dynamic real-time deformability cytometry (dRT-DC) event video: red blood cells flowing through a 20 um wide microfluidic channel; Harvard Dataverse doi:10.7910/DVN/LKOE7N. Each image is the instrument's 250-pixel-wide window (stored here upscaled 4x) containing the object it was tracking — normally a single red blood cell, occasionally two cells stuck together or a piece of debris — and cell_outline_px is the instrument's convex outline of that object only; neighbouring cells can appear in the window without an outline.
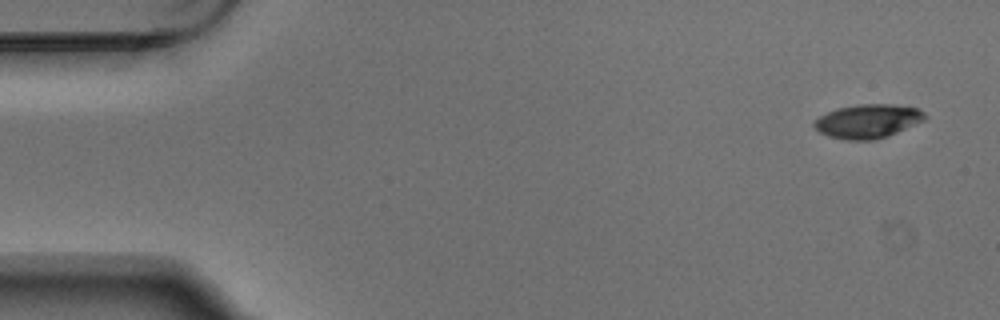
{"species": "Egyptian fruit bat (a non-hibernating species)", "species_latin": "Rousettus aegyptiacus", "temperature_condition": "warm", "stored_images_in_passage": 6, "camera_frame_rate_fps": 3000, "um_per_image_px": 0.085, "animal": {"sex": "male"}, "frame": {"image": 1, "passage_image": 1, "time_ms": 0.0, "image_size_px": [1000, 320], "cell_outline_px": [[928, 116], [924, 120], [888, 136], [872, 140], [848, 140], [832, 136], [820, 132], [812, 124], [820, 116], [828, 112], [840, 108], [860, 104], [892, 104], [920, 108]], "centroid_in_image_um": [73.82, 10.29], "position_along_channel_um": 11.2, "area_um2": 21.56}}
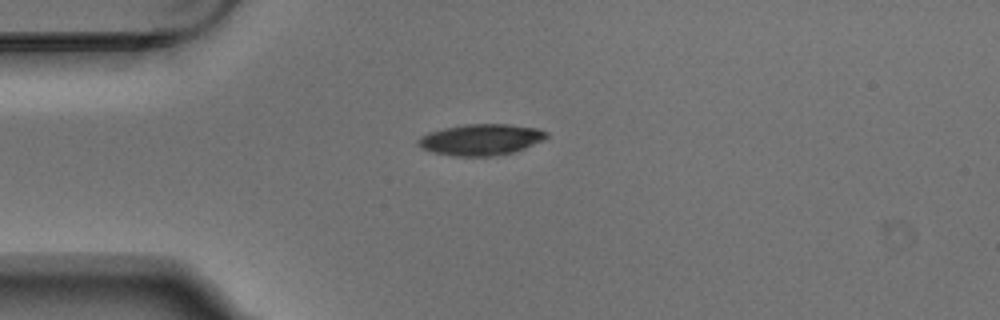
{"frame": {"image": 2, "passage_image": 4, "time_ms": 1.0, "image_size_px": [1000, 320], "cell_outline_px": [[548, 136], [544, 140], [524, 148], [512, 152], [488, 156], [452, 156], [432, 152], [416, 144], [416, 140], [420, 136], [428, 132], [444, 128], [464, 124], [508, 124], [536, 128], [548, 132]], "centroid_in_image_um": [40.85, 11.86], "position_along_channel_um": 44.2, "area_um2": 23.29}}
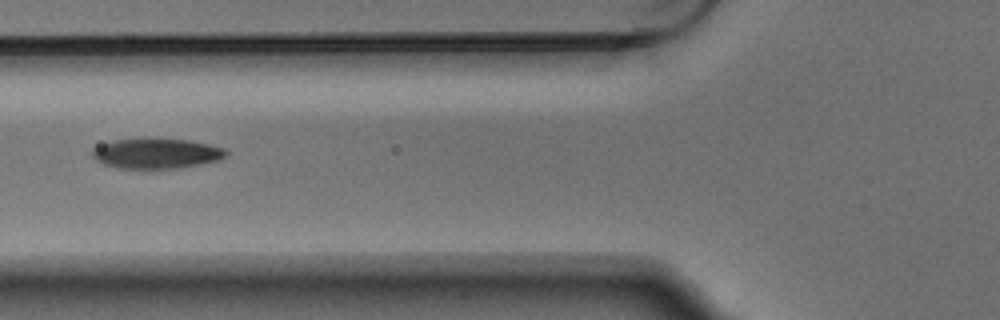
{"frame": {"image": 3, "passage_image": 6, "time_ms": 1.667, "image_size_px": [1000, 320], "cell_outline_px": [[228, 156], [220, 160], [180, 168], [116, 168], [104, 164], [96, 160], [92, 156], [92, 148], [116, 140], [140, 136], [188, 140], [208, 144], [224, 148], [228, 152]], "centroid_in_image_um": [13.31, 13.02], "position_along_channel_um": 112.5, "area_um2": 24.04}}